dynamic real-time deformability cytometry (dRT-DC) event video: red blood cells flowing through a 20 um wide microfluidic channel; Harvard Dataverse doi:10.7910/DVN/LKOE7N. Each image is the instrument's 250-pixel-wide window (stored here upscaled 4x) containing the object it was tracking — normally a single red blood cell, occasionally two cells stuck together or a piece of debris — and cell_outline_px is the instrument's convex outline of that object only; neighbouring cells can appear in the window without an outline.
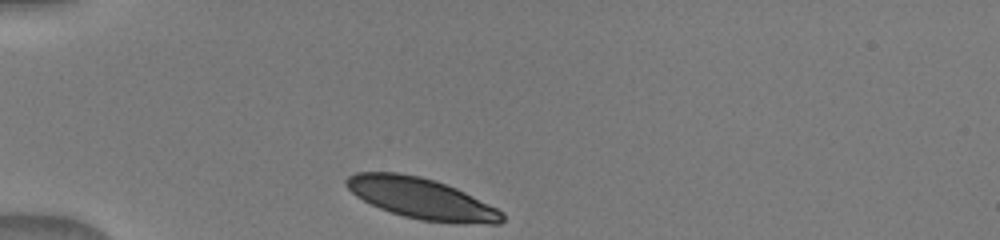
{"species": "human", "species_latin": "Homo sapiens", "temperature_condition": "warm", "stored_images_in_passage": 33, "camera_frame_rate_fps": 3000, "um_per_image_px": 0.085, "donor": {"sex": "male"}, "frame": {"image": 1, "passage_image": 1, "time_ms": 0.0, "image_size_px": [1000, 240], "cell_outline_px": [[504, 220], [500, 224], [488, 224], [420, 220], [404, 216], [380, 208], [356, 196], [344, 184], [344, 180], [348, 176], [356, 172], [400, 172], [420, 176], [456, 188], [504, 212]], "centroid_in_image_um": [35.8, 16.85], "position_along_channel_um": 49.2, "area_um2": 36.65}}
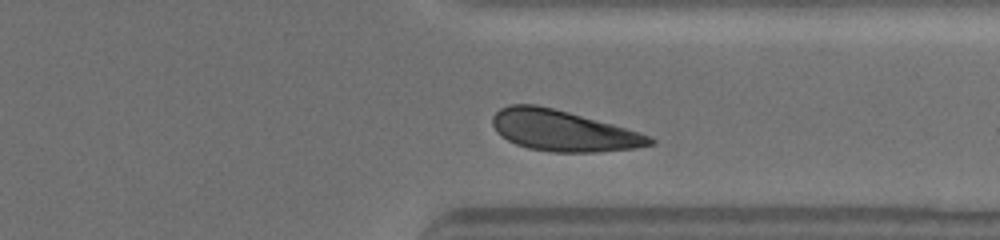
{"frame": {"image": 2, "passage_image": 27, "time_ms": 8.667, "image_size_px": [1000, 240], "cell_outline_px": [[656, 144], [636, 148], [596, 152], [552, 152], [528, 148], [516, 144], [508, 140], [496, 132], [492, 124], [492, 116], [500, 108], [508, 104], [536, 104], [568, 112], [612, 124], [640, 132], [652, 136], [656, 140]], "centroid_in_image_um": [47.87, 11.11], "position_along_channel_um": 363.5, "area_um2": 37.51}}
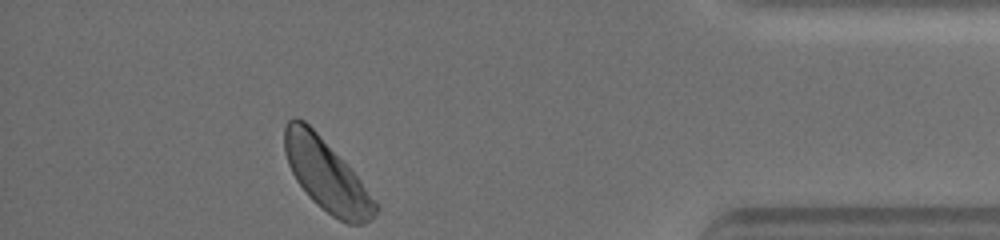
{"frame": {"image": 3, "passage_image": 33, "time_ms": 10.667, "image_size_px": [1000, 240], "cell_outline_px": [[380, 208], [376, 216], [364, 224], [348, 224], [332, 216], [316, 204], [308, 196], [296, 180], [288, 164], [284, 152], [284, 128], [288, 120], [292, 116], [296, 116], [304, 120], [316, 132], [356, 176]], "centroid_in_image_um": [27.71, 14.91], "position_along_channel_um": 407.5, "area_um2": 37.28}}